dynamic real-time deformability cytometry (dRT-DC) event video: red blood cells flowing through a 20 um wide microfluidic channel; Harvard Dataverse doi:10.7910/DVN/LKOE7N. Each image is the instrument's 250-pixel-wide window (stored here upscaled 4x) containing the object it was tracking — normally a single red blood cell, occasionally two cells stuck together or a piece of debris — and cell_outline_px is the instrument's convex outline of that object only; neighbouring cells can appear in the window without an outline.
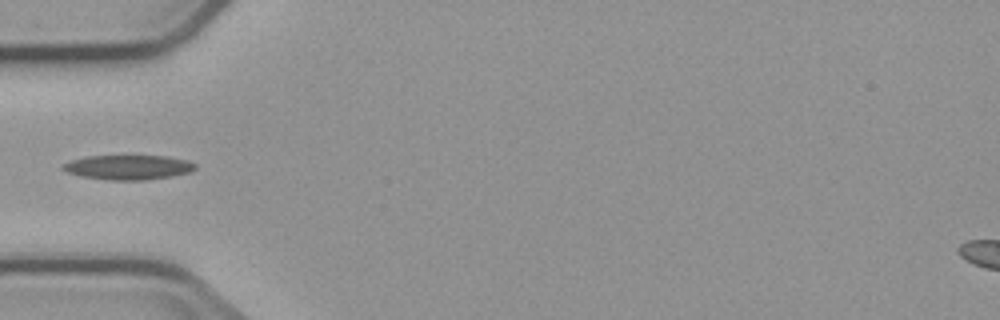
{"species": "common noctule bat (a hibernating species)", "species_latin": "Nyctalus noctula", "temperature_condition": "cold", "stored_images_in_passage": 3, "camera_frame_rate_fps": 3000, "um_per_image_px": 0.085, "animal": {"sex": "male", "body_mass_g": 23.1, "forearm_length_mm": 52.7}, "frame": {"image": 1, "passage_image": 3, "time_ms": 2.333, "image_size_px": [1000, 320], "cell_outline_px": [[196, 168], [188, 172], [172, 176], [144, 180], [108, 180], [80, 176], [68, 172], [60, 168], [60, 164], [72, 160], [88, 156], [168, 156], [188, 160], [196, 164]], "centroid_in_image_um": [10.88, 14.22], "position_along_channel_um": 74.1, "area_um2": 19.02}}